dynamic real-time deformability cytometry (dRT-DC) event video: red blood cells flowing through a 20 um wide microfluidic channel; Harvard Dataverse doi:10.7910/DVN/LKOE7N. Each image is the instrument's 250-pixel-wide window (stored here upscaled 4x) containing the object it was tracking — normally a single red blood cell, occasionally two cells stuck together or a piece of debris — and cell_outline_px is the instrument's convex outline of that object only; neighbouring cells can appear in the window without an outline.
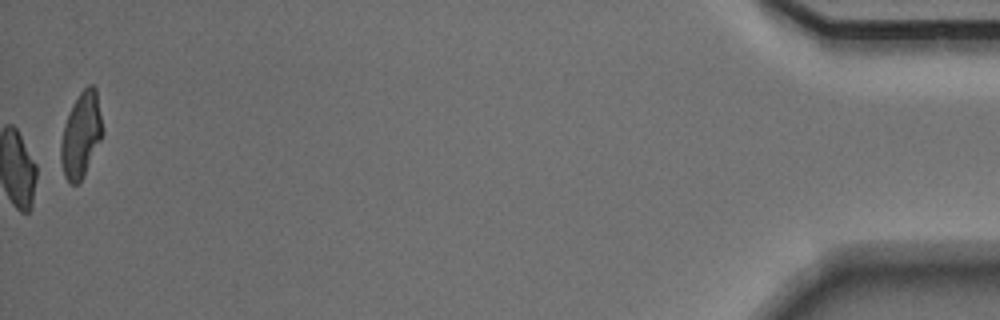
{"species": "Egyptian fruit bat (a non-hibernating species)", "species_latin": "Rousettus aegyptiacus", "temperature_condition": "warm", "stored_images_in_passage": 49, "camera_frame_rate_fps": 3000, "um_per_image_px": 0.085, "animal": {"sex": "male"}, "frame": {"image": 1, "passage_image": 49, "time_ms": 16.0, "image_size_px": [1000, 320], "cell_outline_px": [[104, 132], [84, 176], [76, 184], [68, 184], [64, 176], [60, 160], [60, 144], [64, 124], [68, 112], [72, 104], [80, 92], [88, 84], [92, 84], [96, 88]], "centroid_in_image_um": [6.88, 11.46], "position_along_channel_um": 428.3, "area_um2": 20.92}, "authors_computed_cell_mechanics": {"area_um2": 19.4786, "velocity_mm_per_s": 4.1556, "shape_relaxation_time_tau1_ms": 4.8107, "shape_relaxation_time_tau2_ms": 5.0202, "deformation_change_tau1": 0.1074, "deformation_change_tau2": 0.0875}}